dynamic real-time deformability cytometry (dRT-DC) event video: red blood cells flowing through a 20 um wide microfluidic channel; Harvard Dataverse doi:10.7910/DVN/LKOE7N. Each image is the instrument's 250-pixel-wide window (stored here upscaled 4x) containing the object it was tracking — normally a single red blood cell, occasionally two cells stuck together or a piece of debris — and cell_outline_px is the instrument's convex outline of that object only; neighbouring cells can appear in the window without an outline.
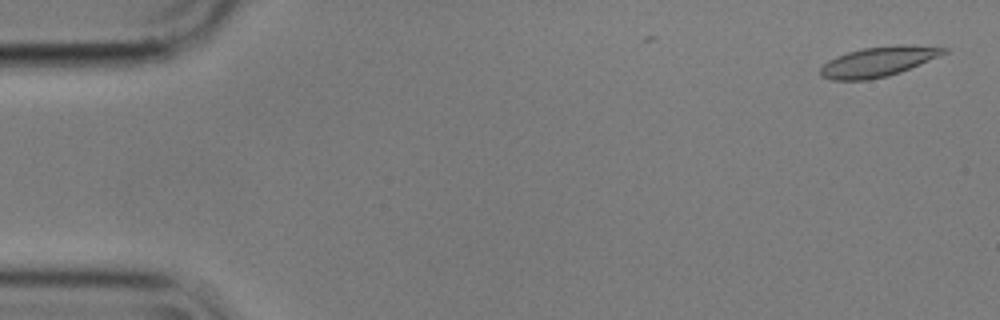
{"species": "common noctule bat (a hibernating species)", "species_latin": "Nyctalus noctula", "temperature_condition": "cold", "stored_images_in_passage": 3, "camera_frame_rate_fps": 3000, "um_per_image_px": 0.085, "animal": {"sex": "male", "body_mass_g": 17.9}, "frame": {"image": 1, "passage_image": 1, "time_ms": 0.0, "image_size_px": [1000, 320], "cell_outline_px": [[948, 52], [940, 56], [900, 72], [888, 76], [868, 80], [832, 80], [820, 76], [820, 68], [828, 60], [836, 56], [848, 52], [864, 48], [896, 44], [908, 44], [948, 48]], "centroid_in_image_um": [74.66, 5.23], "position_along_channel_um": 10.3, "area_um2": 21.62}}